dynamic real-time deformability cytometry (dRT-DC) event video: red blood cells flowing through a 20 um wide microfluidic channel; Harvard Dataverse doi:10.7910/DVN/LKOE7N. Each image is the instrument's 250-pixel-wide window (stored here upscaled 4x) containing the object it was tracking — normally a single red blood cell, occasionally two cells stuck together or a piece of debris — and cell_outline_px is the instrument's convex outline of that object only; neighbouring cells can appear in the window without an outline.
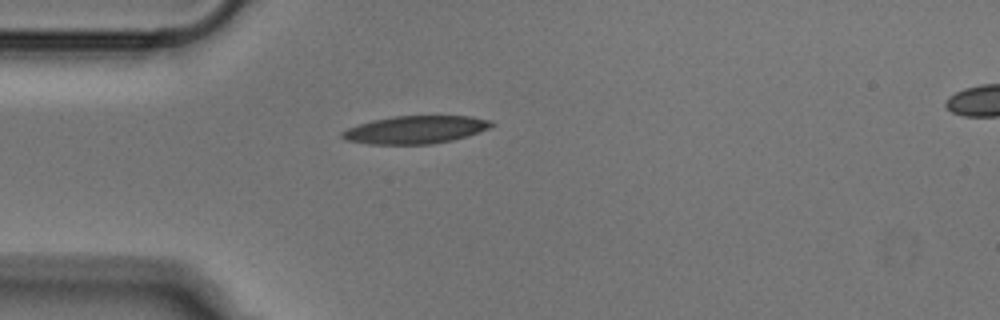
{"species": "Egyptian fruit bat (a non-hibernating species)", "species_latin": "Rousettus aegyptiacus", "temperature_condition": "cold", "stored_images_in_passage": 34, "camera_frame_rate_fps": 3000, "um_per_image_px": 0.085, "animal": {"sex": "male"}, "frame": {"image": 1, "passage_image": 1, "time_ms": 0.0, "image_size_px": [1000, 320], "cell_outline_px": [[496, 124], [488, 128], [468, 136], [452, 140], [432, 144], [368, 144], [344, 140], [340, 136], [340, 132], [348, 128], [372, 120], [392, 116], [472, 116], [492, 120]], "centroid_in_image_um": [35.31, 11.02], "position_along_channel_um": 49.7, "area_um2": 24.33}}
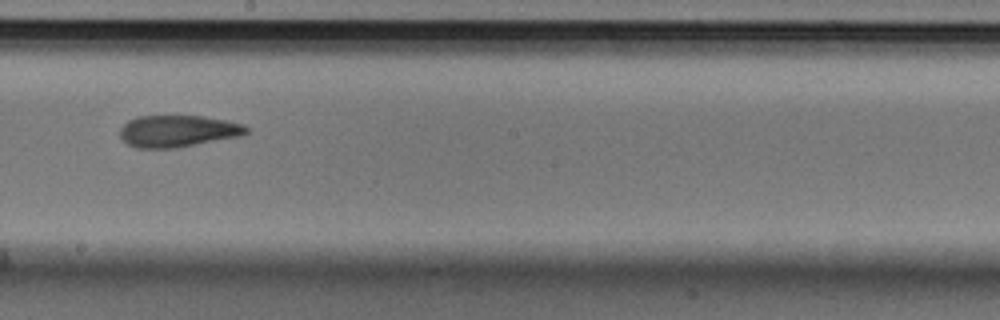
{"frame": {"image": 2, "passage_image": 16, "time_ms": 5.0, "image_size_px": [1000, 320], "cell_outline_px": [[248, 132], [244, 136], [180, 148], [136, 148], [128, 144], [120, 136], [120, 128], [128, 120], [136, 116], [204, 116], [244, 124], [248, 128]], "centroid_in_image_um": [15.16, 11.15], "position_along_channel_um": 233.0, "area_um2": 23.81}}
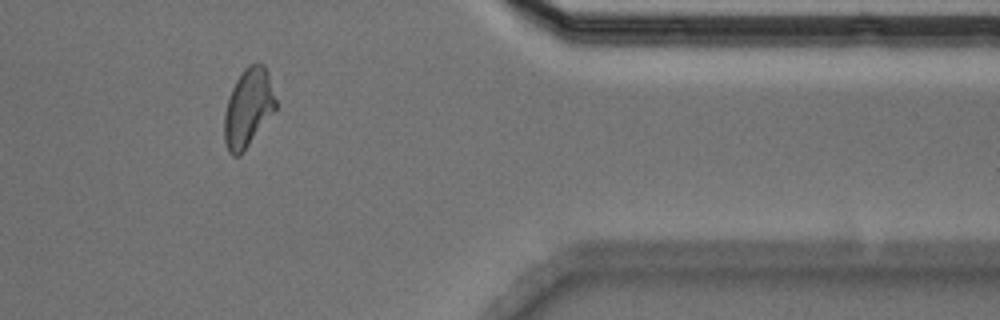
{"frame": {"image": 3, "passage_image": 30, "time_ms": 9.667, "image_size_px": [1000, 320], "cell_outline_px": [[276, 108], [244, 152], [240, 156], [232, 156], [228, 152], [224, 140], [224, 112], [232, 88], [236, 80], [244, 68], [248, 64], [264, 64], [268, 72], [276, 100]], "centroid_in_image_um": [21.08, 9.19], "position_along_channel_um": 390.3, "area_um2": 23.47}}